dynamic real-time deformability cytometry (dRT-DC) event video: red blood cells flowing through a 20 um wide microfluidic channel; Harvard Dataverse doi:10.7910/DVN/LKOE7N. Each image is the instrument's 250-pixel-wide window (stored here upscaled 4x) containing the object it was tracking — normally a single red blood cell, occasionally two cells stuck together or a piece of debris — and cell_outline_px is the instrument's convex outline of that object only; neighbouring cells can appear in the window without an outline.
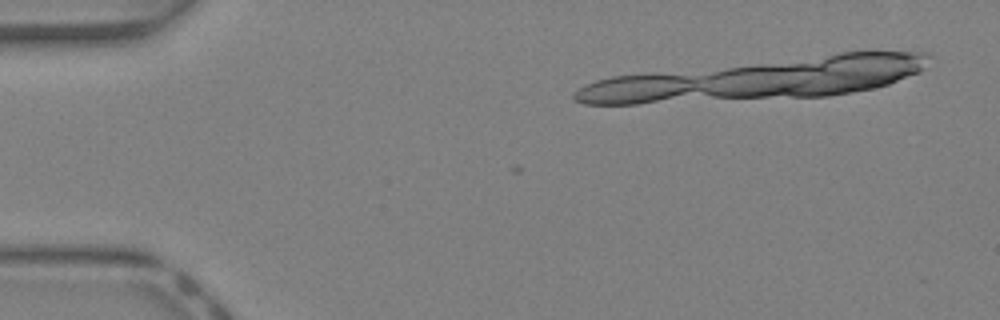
{"species": "Egyptian fruit bat (a non-hibernating species)", "species_latin": "Rousettus aegyptiacus", "temperature_condition": "warm", "stored_images_in_passage": 28, "camera_frame_rate_fps": 3000, "um_per_image_px": 0.085, "animal": {"sex": "female"}, "frame": {"image": 1, "passage_image": 3, "time_ms": 0.667, "image_size_px": [1000, 320], "cell_outline_px": [[688, 88], [680, 92], [648, 100], [624, 104], [596, 104], [628, 76], [672, 76], [684, 80]], "centroid_in_image_um": [54.7, 7.59], "position_along_channel_um": 30.3, "area_um2": 11.96}}
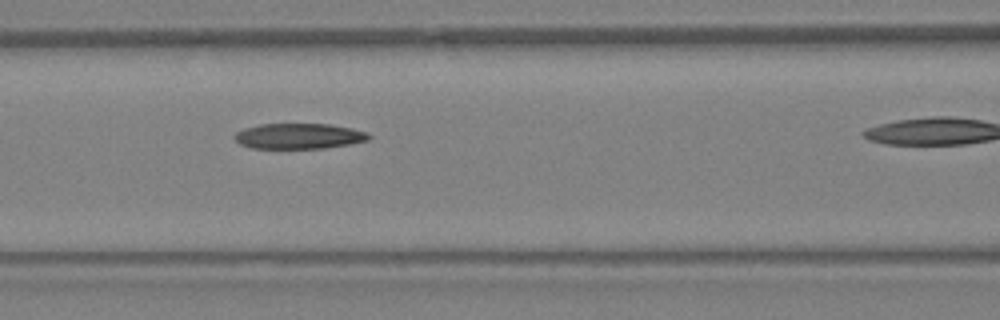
{"frame": {"image": 2, "passage_image": 13, "time_ms": 4.0, "image_size_px": [1000, 320], "cell_outline_px": [[364, 136], [356, 140], [336, 144], [304, 148], [268, 148], [248, 144], [240, 140], [260, 128], [280, 124], [312, 124], [340, 128], [356, 132]], "centroid_in_image_um": [25.46, 11.58], "position_along_channel_um": 141.1, "area_um2": 15.55}}
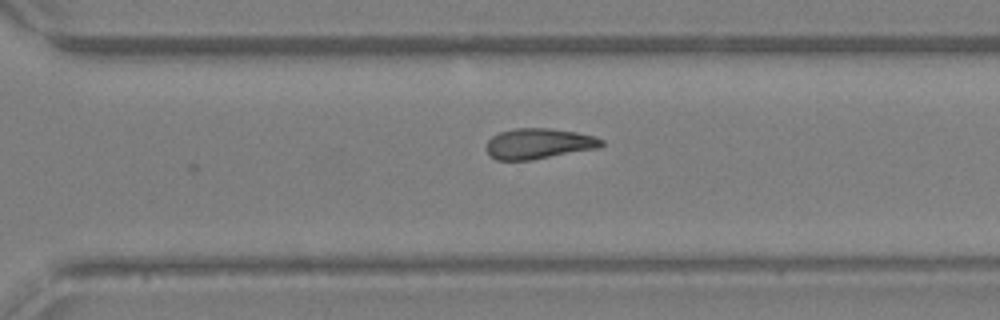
{"frame": {"image": 3, "passage_image": 24, "time_ms": 7.667, "image_size_px": [1000, 320], "cell_outline_px": [[600, 144], [520, 160], [504, 160], [496, 156], [492, 152], [508, 132], [564, 132], [584, 136], [600, 140]], "centroid_in_image_um": [45.85, 12.27], "position_along_channel_um": 324.7, "area_um2": 14.8}}